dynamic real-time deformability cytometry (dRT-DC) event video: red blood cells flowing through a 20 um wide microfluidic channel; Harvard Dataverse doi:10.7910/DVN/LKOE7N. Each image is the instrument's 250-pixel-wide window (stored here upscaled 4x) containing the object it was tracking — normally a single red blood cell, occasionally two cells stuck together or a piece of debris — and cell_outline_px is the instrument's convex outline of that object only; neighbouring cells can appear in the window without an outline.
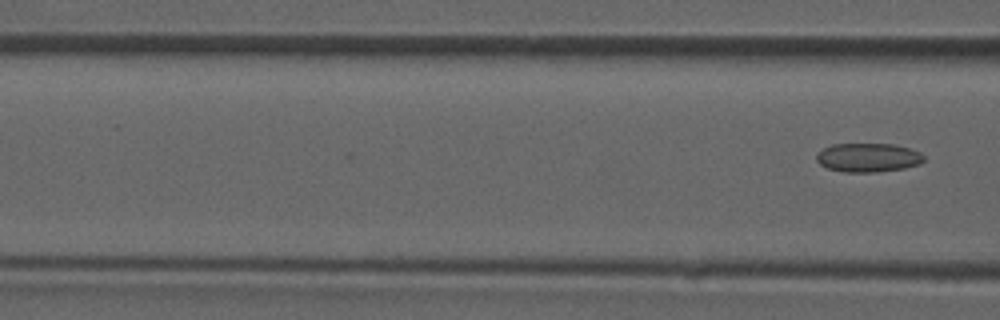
{"species": "common noctule bat (a hibernating species)", "species_latin": "Nyctalus noctula", "temperature_condition": "room temperature", "stored_images_in_passage": 3, "camera_frame_rate_fps": 3000, "um_per_image_px": 0.085, "animal": {"sex": "male", "forearm_length_mm": 52.5}, "frame": {"image": 1, "passage_image": 3, "time_ms": 0.667, "image_size_px": [1000, 320], "cell_outline_px": [[924, 160], [920, 164], [904, 168], [876, 172], [844, 172], [828, 168], [820, 164], [816, 160], [816, 156], [824, 148], [832, 144], [892, 144], [908, 148], [920, 152], [924, 156]], "centroid_in_image_um": [73.8, 13.39], "position_along_channel_um": 92.8, "area_um2": 17.98}}